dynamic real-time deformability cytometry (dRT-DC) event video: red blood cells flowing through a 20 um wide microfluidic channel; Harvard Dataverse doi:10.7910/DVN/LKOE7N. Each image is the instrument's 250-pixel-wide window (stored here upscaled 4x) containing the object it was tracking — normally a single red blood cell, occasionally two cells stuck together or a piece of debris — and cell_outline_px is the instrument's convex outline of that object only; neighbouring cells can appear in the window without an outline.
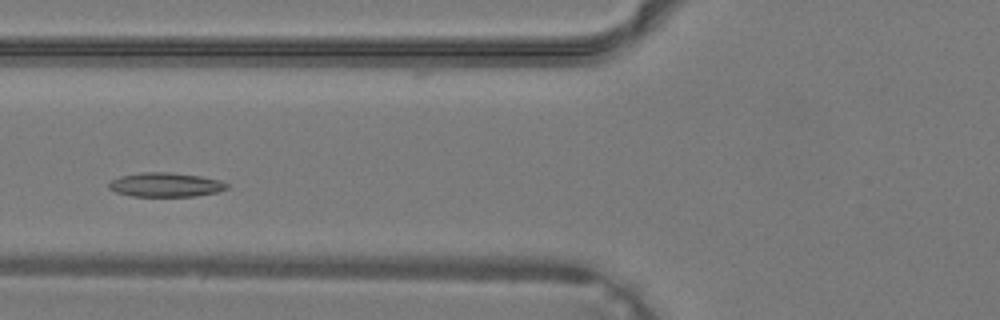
{"species": "common noctule bat (a hibernating species)", "species_latin": "Nyctalus noctula", "temperature_condition": "warm", "stored_images_in_passage": 33, "camera_frame_rate_fps": 3000, "um_per_image_px": 0.085, "animal": {"sex": "male", "body_mass_g": 19.2, "forearm_length_mm": 51.8}, "frame": {"image": 1, "passage_image": 9, "time_ms": 2.667, "image_size_px": [1000, 320], "cell_outline_px": [[228, 188], [216, 192], [196, 196], [132, 196], [116, 192], [108, 188], [108, 184], [112, 180], [120, 176], [140, 172], [172, 172], [200, 176], [220, 180], [228, 184]], "centroid_in_image_um": [14.06, 15.7], "position_along_channel_um": 111.7, "area_um2": 16.65}}
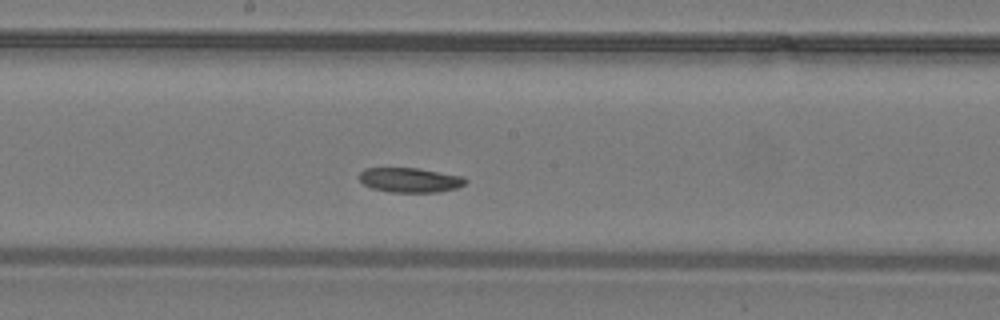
{"frame": {"image": 2, "passage_image": 15, "time_ms": 4.667, "image_size_px": [1000, 320], "cell_outline_px": [[468, 180], [464, 184], [456, 188], [436, 192], [392, 192], [372, 188], [364, 184], [360, 180], [360, 172], [364, 168], [416, 168], [464, 176]], "centroid_in_image_um": [34.86, 15.3], "position_along_channel_um": 213.3, "area_um2": 15.14}}
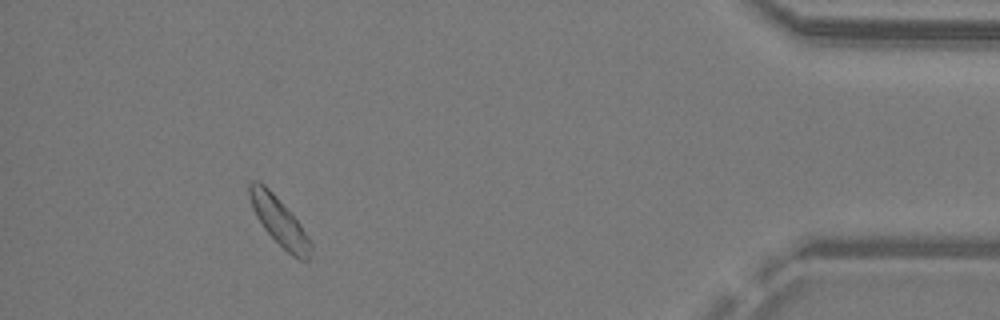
{"frame": {"image": 3, "passage_image": 30, "time_ms": 9.667, "image_size_px": [1000, 320], "cell_outline_px": [[312, 248], [308, 260], [300, 260], [292, 256], [264, 228], [256, 216], [252, 208], [248, 196], [248, 184], [252, 180], [256, 180], [264, 184], [276, 196], [300, 224], [312, 244]], "centroid_in_image_um": [23.71, 18.79], "position_along_channel_um": 411.5, "area_um2": 16.88}}